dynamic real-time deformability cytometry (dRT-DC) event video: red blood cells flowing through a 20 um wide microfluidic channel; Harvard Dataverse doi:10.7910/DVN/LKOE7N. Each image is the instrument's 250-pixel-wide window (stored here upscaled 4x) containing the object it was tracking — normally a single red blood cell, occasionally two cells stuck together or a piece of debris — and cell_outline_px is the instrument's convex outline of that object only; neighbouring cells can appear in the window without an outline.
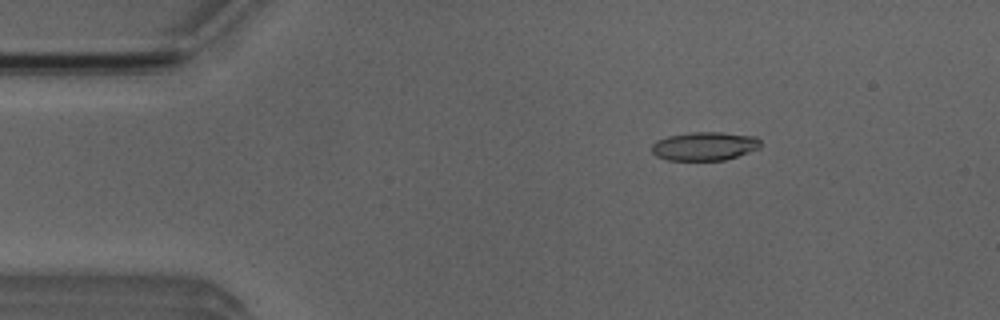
{"species": "Egyptian fruit bat (a non-hibernating species)", "species_latin": "Rousettus aegyptiacus", "temperature_condition": "room temperature", "stored_images_in_passage": 47, "camera_frame_rate_fps": 3000, "um_per_image_px": 0.085, "animal": {"sex": "male"}, "frame": {"image": 1, "passage_image": 4, "time_ms": 1.0, "image_size_px": [1000, 320], "cell_outline_px": [[760, 144], [756, 148], [736, 156], [724, 160], [672, 160], [660, 156], [652, 152], [652, 144], [660, 140], [672, 136], [700, 132], [712, 132], [752, 136], [760, 140]], "centroid_in_image_um": [59.89, 12.43], "position_along_channel_um": 25.1, "area_um2": 17.17}}
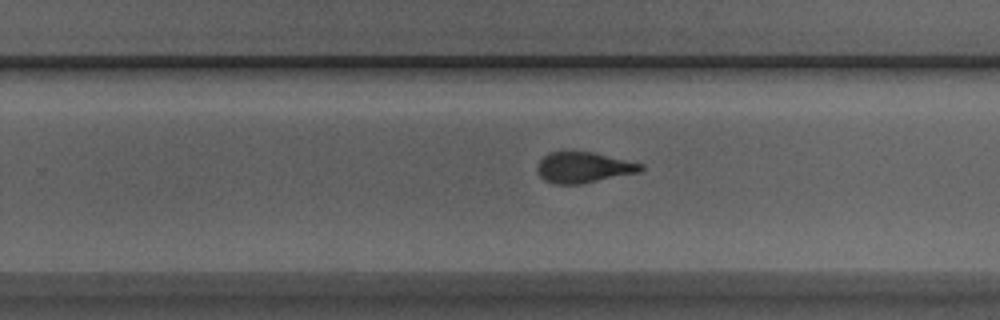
{"frame": {"image": 2, "passage_image": 28, "time_ms": 9.0, "image_size_px": [1000, 320], "cell_outline_px": [[644, 168], [636, 172], [576, 184], [560, 184], [544, 180], [540, 176], [540, 160], [544, 156], [552, 152], [588, 152], [640, 164]], "centroid_in_image_um": [49.54, 14.23], "position_along_channel_um": 280.3, "area_um2": 17.28}}
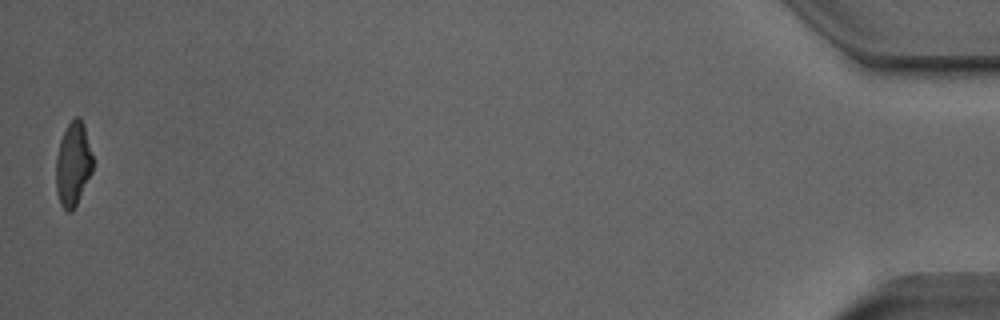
{"frame": {"image": 3, "passage_image": 47, "time_ms": 15.333, "image_size_px": [1000, 320], "cell_outline_px": [[92, 172], [76, 204], [68, 212], [60, 204], [56, 188], [56, 160], [60, 140], [68, 124], [76, 116], [84, 124], [92, 156]], "centroid_in_image_um": [6.2, 13.94], "position_along_channel_um": 429.0, "area_um2": 17.51}, "authors_computed_cell_mechanics": {"area_um2": 17.5134, "velocity_mm_per_s": 3.9692, "shape_relaxation_time_tau1_ms": 7.7094, "shape_relaxation_time_tau2_ms": 1.8727, "deformation_change_tau1": 0.2598, "deformation_change_tau2": 0.0904}}